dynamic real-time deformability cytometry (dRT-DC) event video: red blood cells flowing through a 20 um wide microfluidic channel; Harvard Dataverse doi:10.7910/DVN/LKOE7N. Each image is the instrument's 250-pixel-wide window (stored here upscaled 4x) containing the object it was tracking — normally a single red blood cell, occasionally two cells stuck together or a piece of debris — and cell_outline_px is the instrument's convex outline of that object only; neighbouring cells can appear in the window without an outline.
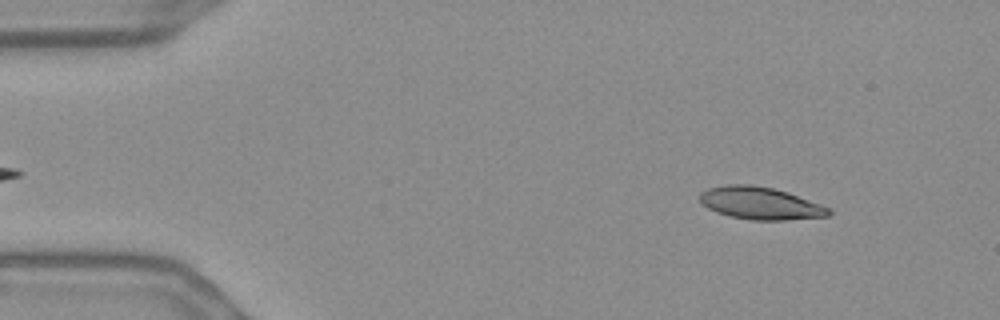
{"species": "Egyptian fruit bat (a non-hibernating species)", "species_latin": "Rousettus aegyptiacus", "temperature_condition": "warm", "stored_images_in_passage": 55, "camera_frame_rate_fps": 3000, "um_per_image_px": 0.085, "frame": {"image": 1, "passage_image": 6, "time_ms": 1.667, "image_size_px": [1000, 320], "cell_outline_px": [[832, 212], [828, 216], [784, 220], [752, 220], [732, 216], [716, 212], [708, 208], [700, 200], [700, 192], [708, 188], [728, 184], [752, 184], [772, 188], [788, 192], [832, 208]], "centroid_in_image_um": [64.65, 17.27], "position_along_channel_um": 20.3, "area_um2": 24.33}}
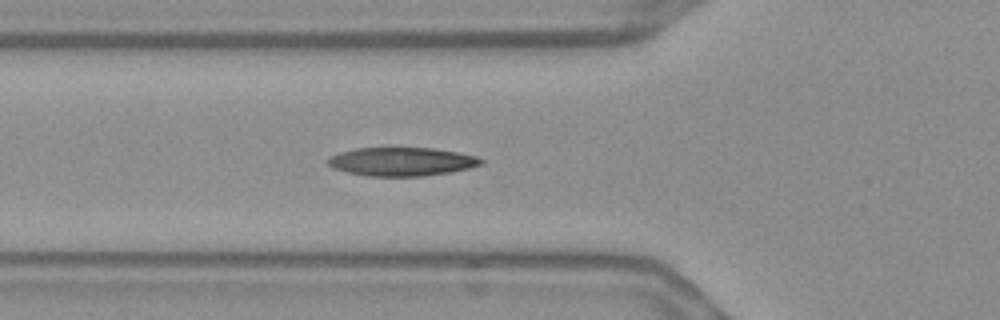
{"frame": {"image": 2, "passage_image": 19, "time_ms": 6.0, "image_size_px": [1000, 320], "cell_outline_px": [[484, 164], [452, 172], [424, 176], [368, 176], [348, 172], [332, 168], [328, 164], [328, 160], [332, 156], [340, 152], [356, 148], [432, 148], [456, 152], [476, 156], [484, 160]], "centroid_in_image_um": [34.17, 13.74], "position_along_channel_um": 91.6, "area_um2": 25.37}}
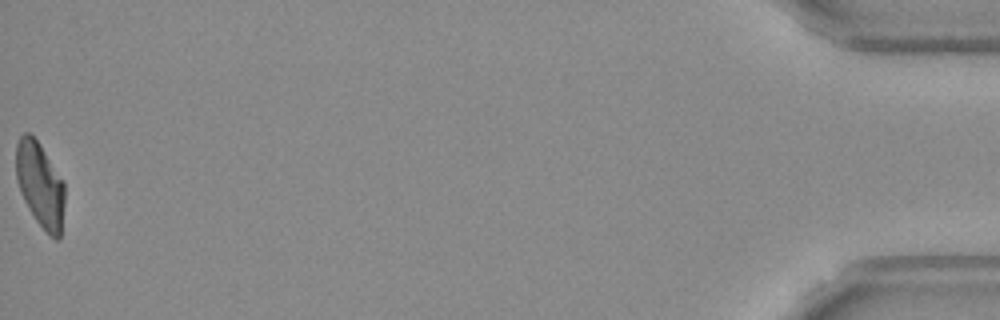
{"frame": {"image": 3, "passage_image": 55, "time_ms": 18.0, "image_size_px": [1000, 320], "cell_outline_px": [[64, 204], [60, 240], [56, 240], [36, 220], [24, 200], [20, 192], [16, 180], [16, 144], [20, 136], [24, 132], [28, 132], [40, 144], [64, 180]], "centroid_in_image_um": [3.41, 15.67], "position_along_channel_um": 431.8, "area_um2": 24.04}, "authors_computed_cell_mechanics": {"area_um2": 24.7384, "velocity_mm_per_s": 3.6699, "shape_relaxation_time_tau1_ms": 7.0877, "shape_relaxation_time_tau2_ms": 1.6657, "deformation_change_tau1": 0.2199, "deformation_change_tau2": 0.0792}}